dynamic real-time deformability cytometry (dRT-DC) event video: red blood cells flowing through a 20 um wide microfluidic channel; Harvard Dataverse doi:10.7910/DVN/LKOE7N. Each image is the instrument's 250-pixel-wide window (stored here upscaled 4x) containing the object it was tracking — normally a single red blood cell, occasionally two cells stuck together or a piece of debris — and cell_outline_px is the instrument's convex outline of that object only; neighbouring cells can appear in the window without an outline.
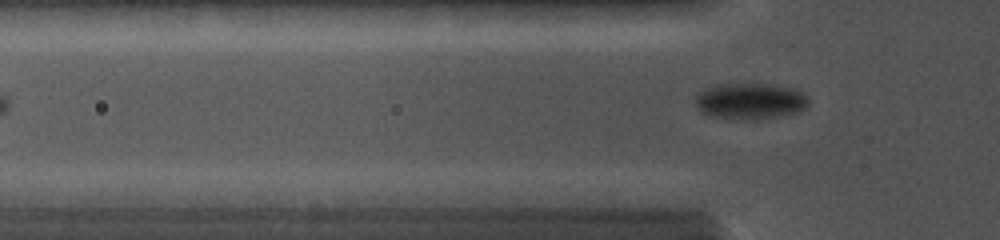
{"species": "common noctule bat (a hibernating species)", "species_latin": "Nyctalus noctula", "temperature_condition": "cold", "stored_images_in_passage": 47, "camera_frame_rate_fps": 5000, "um_per_image_px": 0.085, "animal": {"sex": "female", "body_mass_g": 19.0, "forearm_length_mm": 56.7}, "frame": {"image": 1, "passage_image": 5, "time_ms": 1.0, "image_size_px": [1000, 240], "cell_outline_px": [[808, 104], [800, 112], [780, 116], [752, 120], [708, 116], [700, 112], [696, 108], [696, 96], [704, 88], [716, 84], [772, 84], [796, 88], [804, 92], [808, 100]], "centroid_in_image_um": [63.77, 8.59], "position_along_channel_um": 62.0, "area_um2": 24.22}}
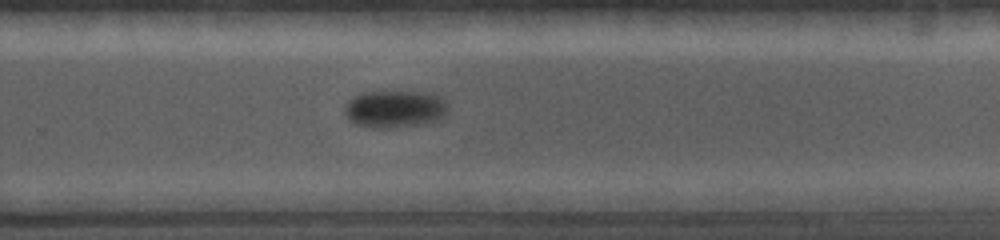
{"frame": {"image": 2, "passage_image": 30, "time_ms": 6.6, "image_size_px": [1000, 240], "cell_outline_px": [[448, 112], [444, 116], [436, 120], [416, 124], [392, 128], [376, 128], [356, 124], [348, 120], [344, 112], [344, 104], [348, 100], [364, 92], [432, 92], [444, 96], [448, 104]], "centroid_in_image_um": [33.59, 9.25], "position_along_channel_um": 296.2, "area_um2": 22.72}}
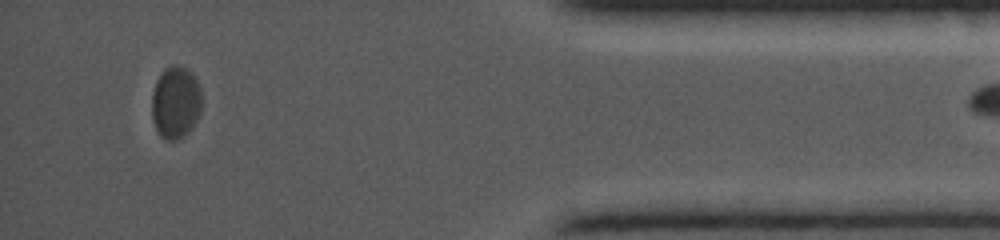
{"frame": {"image": 3, "passage_image": 46, "time_ms": 10.4, "image_size_px": [1000, 240], "cell_outline_px": [[200, 112], [192, 128], [184, 136], [176, 140], [168, 140], [160, 136], [152, 120], [152, 92], [156, 80], [160, 72], [164, 68], [172, 64], [180, 64], [192, 72], [196, 76], [200, 88]], "centroid_in_image_um": [14.92, 8.66], "position_along_channel_um": 420.3, "area_um2": 21.39}}